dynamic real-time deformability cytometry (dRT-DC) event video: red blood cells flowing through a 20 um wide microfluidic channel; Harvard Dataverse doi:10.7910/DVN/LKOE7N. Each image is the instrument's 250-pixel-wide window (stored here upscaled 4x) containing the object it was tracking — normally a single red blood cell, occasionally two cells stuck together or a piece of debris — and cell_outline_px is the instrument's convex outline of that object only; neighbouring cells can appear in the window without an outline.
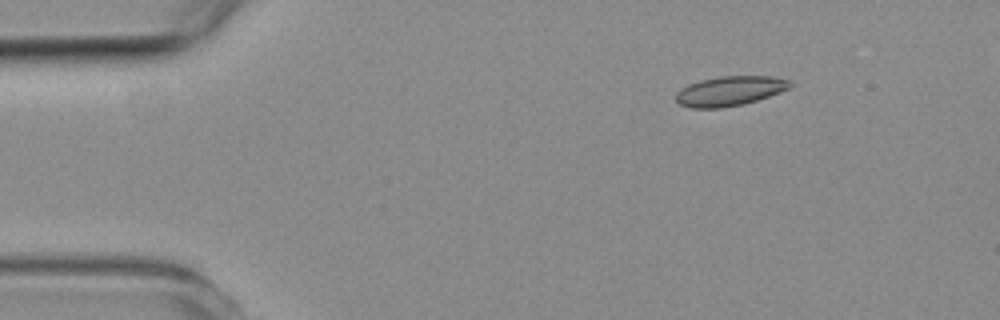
{"species": "common noctule bat (a hibernating species)", "species_latin": "Nyctalus noctula", "temperature_condition": "room temperature", "stored_images_in_passage": 4, "camera_frame_rate_fps": 3000, "um_per_image_px": 0.085, "animal": {"sex": "female", "body_mass_g": 19.3, "forearm_length_mm": 54.1}, "frame": {"image": 1, "passage_image": 2, "time_ms": 1.0, "image_size_px": [1000, 320], "cell_outline_px": [[792, 84], [788, 88], [768, 96], [744, 104], [720, 108], [688, 108], [680, 104], [676, 100], [676, 92], [680, 88], [688, 84], [700, 80], [720, 76], [768, 76], [788, 80]], "centroid_in_image_um": [61.96, 7.74], "position_along_channel_um": 23.0, "area_um2": 19.59}}